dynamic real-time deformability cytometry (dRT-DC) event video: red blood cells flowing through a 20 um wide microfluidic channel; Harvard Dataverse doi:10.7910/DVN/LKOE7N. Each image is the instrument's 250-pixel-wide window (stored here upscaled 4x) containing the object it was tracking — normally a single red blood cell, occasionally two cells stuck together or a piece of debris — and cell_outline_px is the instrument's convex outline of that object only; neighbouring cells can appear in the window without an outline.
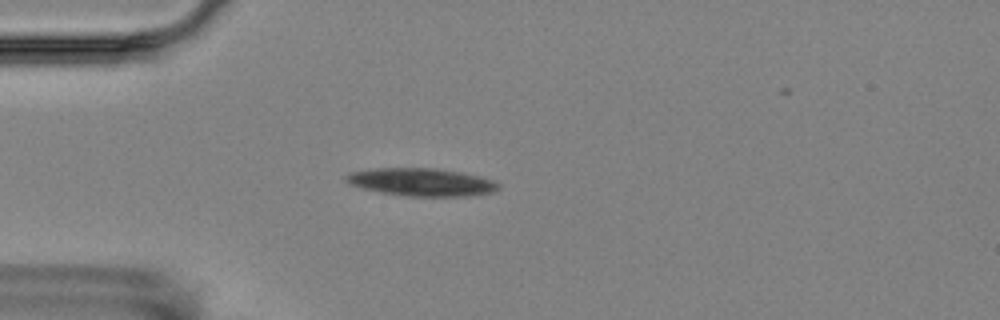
{"species": "Egyptian fruit bat (a non-hibernating species)", "species_latin": "Rousettus aegyptiacus", "temperature_condition": "room temperature", "stored_images_in_passage": 5, "camera_frame_rate_fps": 3000, "um_per_image_px": 0.085, "animal": {"sex": "female"}, "frame": {"image": 1, "passage_image": 4, "time_ms": 3.333, "image_size_px": [1000, 320], "cell_outline_px": [[500, 188], [492, 192], [468, 196], [408, 196], [380, 192], [364, 188], [352, 184], [344, 180], [344, 176], [348, 172], [376, 168], [436, 168], [460, 172], [480, 176], [492, 180], [500, 184]], "centroid_in_image_um": [35.83, 15.47], "position_along_channel_um": 49.2, "area_um2": 24.62}}